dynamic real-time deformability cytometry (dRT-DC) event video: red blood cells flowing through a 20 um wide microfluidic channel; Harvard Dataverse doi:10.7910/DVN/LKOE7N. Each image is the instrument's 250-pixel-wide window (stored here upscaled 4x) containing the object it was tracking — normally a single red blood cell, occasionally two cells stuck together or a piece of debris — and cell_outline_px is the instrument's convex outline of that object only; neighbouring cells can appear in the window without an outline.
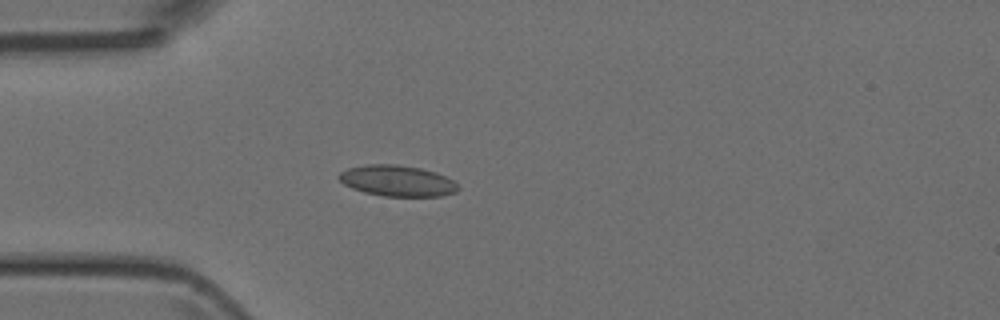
{"species": "Egyptian fruit bat (a non-hibernating species)", "species_latin": "Rousettus aegyptiacus", "temperature_condition": "room temperature", "stored_images_in_passage": 3, "camera_frame_rate_fps": 3000, "um_per_image_px": 0.085, "animal": {"sex": "female"}, "frame": {"image": 1, "passage_image": 3, "time_ms": 2.333, "image_size_px": [1000, 320], "cell_outline_px": [[460, 188], [456, 192], [440, 196], [384, 196], [364, 192], [352, 188], [344, 184], [336, 176], [340, 172], [348, 168], [368, 164], [396, 164], [420, 168], [436, 172], [452, 180]], "centroid_in_image_um": [33.75, 15.36], "position_along_channel_um": 51.3, "area_um2": 21.44}}